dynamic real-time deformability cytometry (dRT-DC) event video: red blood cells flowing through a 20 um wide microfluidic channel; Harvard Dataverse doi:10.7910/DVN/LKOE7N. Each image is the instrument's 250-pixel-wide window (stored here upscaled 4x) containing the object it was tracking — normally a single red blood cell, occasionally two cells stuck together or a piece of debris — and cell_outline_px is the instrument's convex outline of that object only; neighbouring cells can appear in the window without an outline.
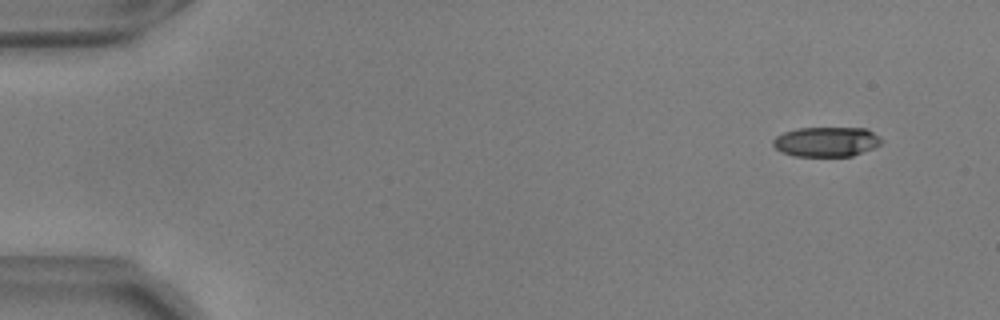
{"species": "common noctule bat (a hibernating species)", "species_latin": "Nyctalus noctula", "temperature_condition": "warm", "stored_images_in_passage": 53, "camera_frame_rate_fps": 3000, "um_per_image_px": 0.085, "animal": {"sex": "male", "body_mass_g": 17.9, "forearm_length_mm": 54.2}, "frame": {"image": 1, "passage_image": 2, "time_ms": 0.333, "image_size_px": [1000, 320], "cell_outline_px": [[880, 144], [872, 148], [852, 156], [792, 156], [780, 152], [772, 144], [772, 140], [776, 136], [784, 132], [796, 128], [868, 128], [880, 136]], "centroid_in_image_um": [70.21, 12.04], "position_along_channel_um": 14.8, "area_um2": 18.9}}
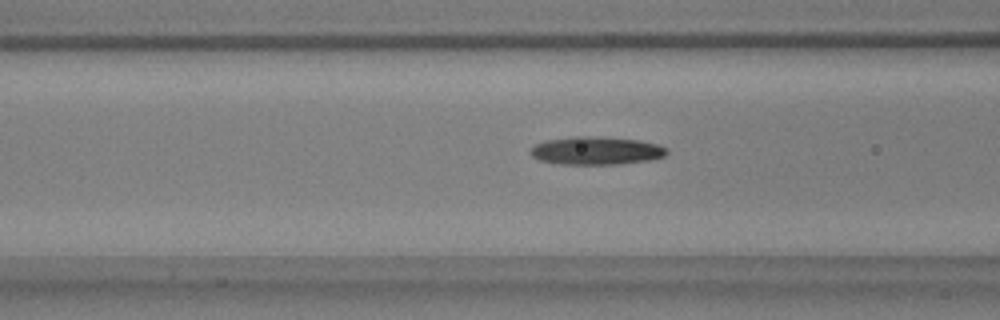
{"frame": {"image": 2, "passage_image": 20, "time_ms": 6.333, "image_size_px": [1000, 320], "cell_outline_px": [[668, 152], [664, 156], [648, 160], [620, 164], [556, 164], [540, 160], [532, 156], [528, 152], [536, 144], [548, 140], [576, 136], [600, 136], [640, 140], [660, 144], [668, 148]], "centroid_in_image_um": [50.71, 12.8], "position_along_channel_um": 115.9, "area_um2": 22.43}}
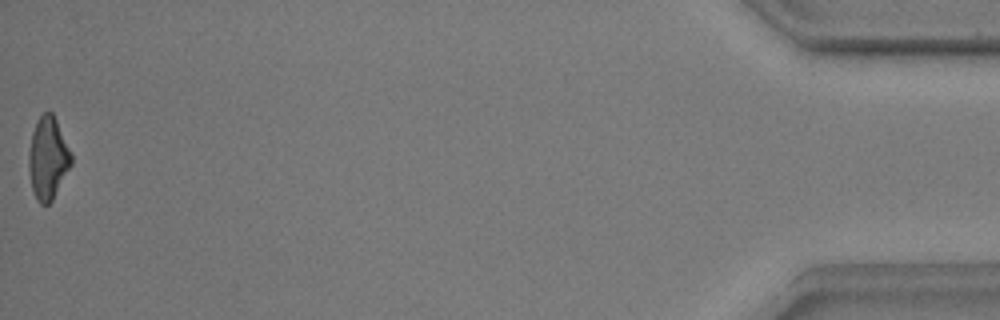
{"frame": {"image": 3, "passage_image": 53, "time_ms": 17.333, "image_size_px": [1000, 320], "cell_outline_px": [[72, 164], [52, 200], [48, 204], [40, 204], [36, 200], [32, 188], [28, 168], [28, 156], [32, 132], [40, 116], [44, 112], [52, 112], [72, 152]], "centroid_in_image_um": [4.08, 13.46], "position_along_channel_um": 431.1, "area_um2": 20.35}, "authors_computed_cell_mechanics": {"area_um2": 21.0392, "velocity_mm_per_s": 3.687, "shape_relaxation_time_tau1_ms": 11.1247, "shape_relaxation_time_tau2_ms": 5.3825, "deformation_change_tau1": 0.2519, "deformation_change_tau2": 0.169}}